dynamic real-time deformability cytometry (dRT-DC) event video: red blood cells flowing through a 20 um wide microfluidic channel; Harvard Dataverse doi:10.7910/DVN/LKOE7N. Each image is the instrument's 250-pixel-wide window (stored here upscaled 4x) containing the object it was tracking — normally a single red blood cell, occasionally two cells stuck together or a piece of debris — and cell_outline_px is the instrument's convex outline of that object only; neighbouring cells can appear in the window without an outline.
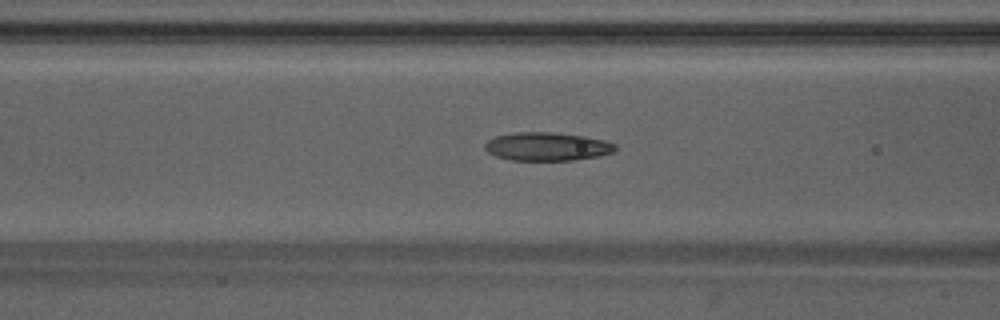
{"species": "Egyptian fruit bat (a non-hibernating species)", "species_latin": "Rousettus aegyptiacus", "temperature_condition": "warm", "stored_images_in_passage": 48, "camera_frame_rate_fps": 3000, "um_per_image_px": 0.085, "animal": {"sex": "male"}, "frame": {"image": 1, "passage_image": 19, "time_ms": 6.0, "image_size_px": [1000, 320], "cell_outline_px": [[616, 148], [612, 152], [596, 156], [572, 160], [512, 160], [496, 156], [488, 152], [484, 148], [484, 144], [488, 140], [496, 136], [516, 132], [552, 132], [584, 136], [604, 140], [616, 144]], "centroid_in_image_um": [46.47, 12.45], "position_along_channel_um": 120.1, "area_um2": 21.39}}
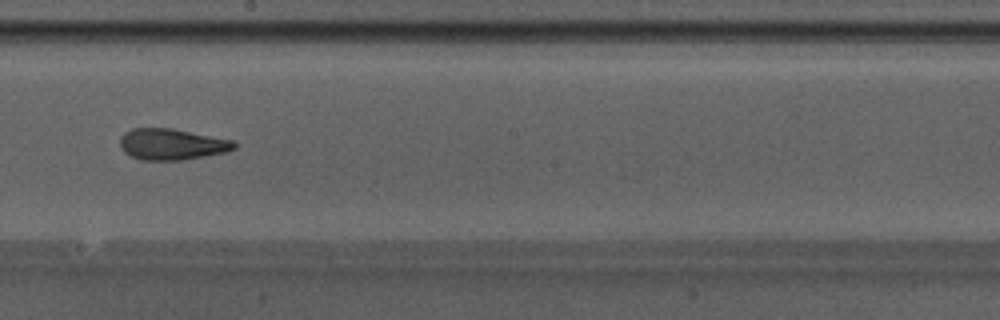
{"frame": {"image": 2, "passage_image": 27, "time_ms": 8.667, "image_size_px": [1000, 320], "cell_outline_px": [[236, 148], [228, 152], [184, 160], [140, 160], [124, 152], [120, 148], [120, 136], [124, 132], [132, 128], [172, 128], [232, 140], [236, 144]], "centroid_in_image_um": [14.59, 12.27], "position_along_channel_um": 233.6, "area_um2": 20.92}}
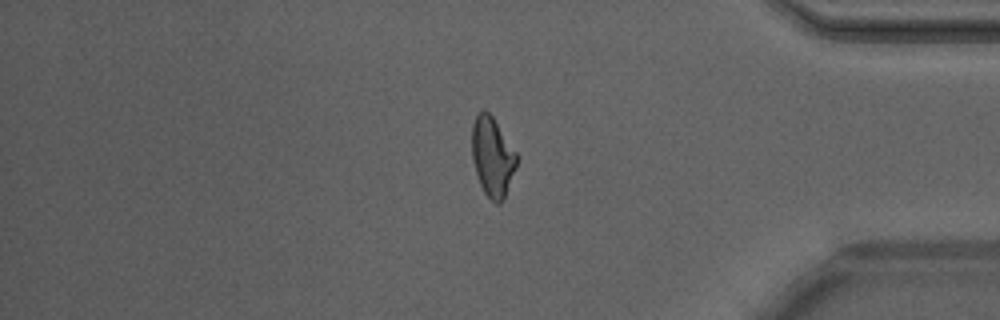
{"frame": {"image": 3, "passage_image": 40, "time_ms": 13.0, "image_size_px": [1000, 320], "cell_outline_px": [[516, 168], [504, 200], [500, 204], [496, 204], [484, 192], [480, 184], [472, 160], [472, 124], [476, 116], [484, 108], [492, 116], [516, 152]], "centroid_in_image_um": [41.85, 13.34], "position_along_channel_um": 393.4, "area_um2": 20.58}, "authors_computed_cell_mechanics": {"area_um2": 21.0392, "velocity_mm_per_s": 4.2663, "shape_relaxation_time_tau1_ms": 4.1919, "shape_relaxation_time_tau2_ms": 1.326, "deformation_change_tau1": 0.1936, "deformation_change_tau2": 0.1027}}